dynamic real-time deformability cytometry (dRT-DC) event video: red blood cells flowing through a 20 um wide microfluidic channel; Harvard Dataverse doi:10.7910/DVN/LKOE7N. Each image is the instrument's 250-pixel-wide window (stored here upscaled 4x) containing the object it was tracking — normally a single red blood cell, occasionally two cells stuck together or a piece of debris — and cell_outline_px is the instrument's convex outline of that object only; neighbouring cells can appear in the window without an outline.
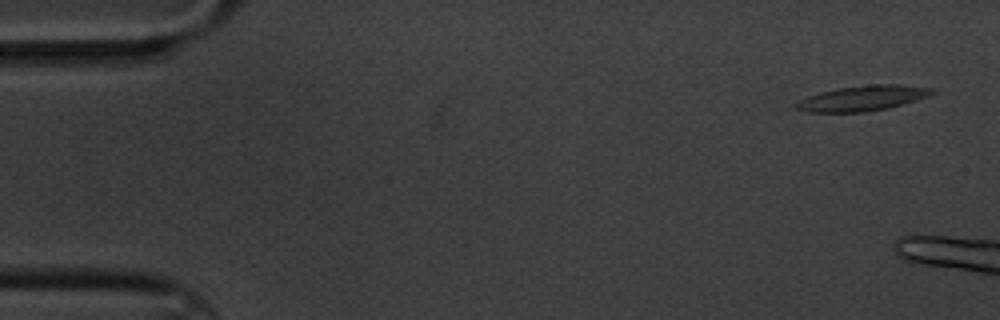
{"species": "common noctule bat (a hibernating species)", "species_latin": "Nyctalus noctula", "temperature_condition": "cold", "stored_images_in_passage": 2, "camera_frame_rate_fps": 3000, "um_per_image_px": 0.085, "animal": {"sex": "male", "body_mass_g": 20.1, "forearm_length_mm": 53.5}, "frame": {"image": 1, "passage_image": 1, "time_ms": 0.0, "image_size_px": [1000, 320], "cell_outline_px": [[936, 92], [928, 96], [916, 100], [888, 108], [864, 112], [808, 112], [792, 108], [792, 104], [808, 96], [820, 92], [840, 88], [868, 84], [896, 84], [936, 88]], "centroid_in_image_um": [73.31, 8.35], "position_along_channel_um": 11.7, "area_um2": 20.11}}